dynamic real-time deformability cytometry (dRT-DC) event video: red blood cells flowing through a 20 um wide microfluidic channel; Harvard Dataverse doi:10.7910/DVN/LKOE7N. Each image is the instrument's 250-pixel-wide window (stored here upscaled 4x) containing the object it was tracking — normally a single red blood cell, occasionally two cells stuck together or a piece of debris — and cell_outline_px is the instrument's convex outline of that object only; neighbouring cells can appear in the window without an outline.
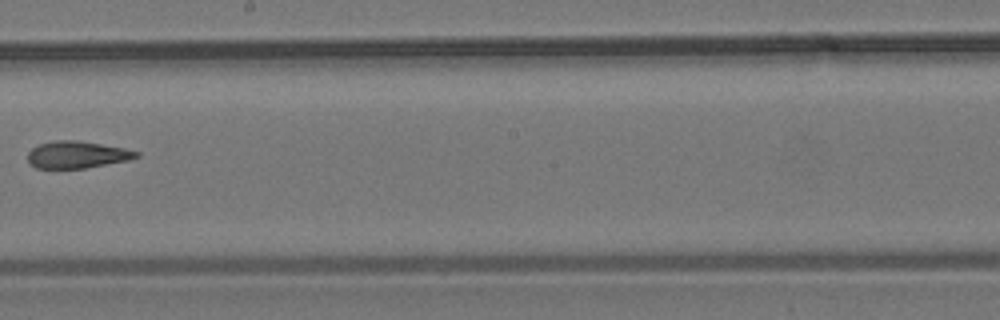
{"species": "common noctule bat (a hibernating species)", "species_latin": "Nyctalus noctula", "temperature_condition": "room temperature", "stored_images_in_passage": 9, "camera_frame_rate_fps": 3000, "um_per_image_px": 0.085, "animal": {"sex": "male", "body_mass_g": 19.2, "forearm_length_mm": 51.8}, "frame": {"image": 1, "passage_image": 9, "time_ms": 9.333, "image_size_px": [1000, 320], "cell_outline_px": [[140, 156], [128, 160], [84, 168], [36, 168], [28, 160], [28, 152], [32, 148], [40, 144], [56, 140], [76, 140], [124, 148], [140, 152]], "centroid_in_image_um": [6.55, 13.14], "position_along_channel_um": 241.6, "area_um2": 16.88}}